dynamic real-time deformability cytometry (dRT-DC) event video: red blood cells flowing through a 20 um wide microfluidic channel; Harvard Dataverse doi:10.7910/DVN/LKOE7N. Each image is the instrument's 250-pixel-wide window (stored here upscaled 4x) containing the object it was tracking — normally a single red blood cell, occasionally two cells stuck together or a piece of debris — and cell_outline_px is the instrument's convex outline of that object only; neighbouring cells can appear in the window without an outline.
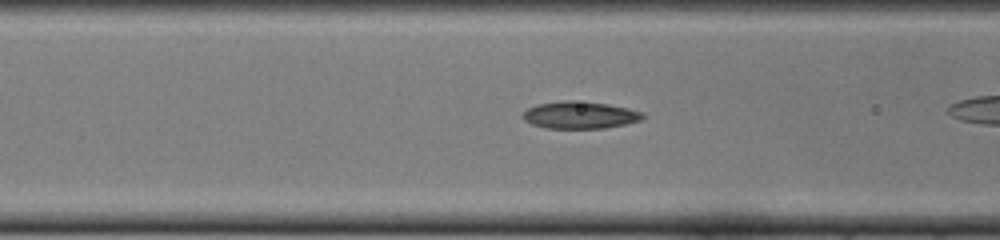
{"species": "common noctule bat (a hibernating species)", "species_latin": "Nyctalus noctula", "temperature_condition": "cold", "stored_images_in_passage": 36, "camera_frame_rate_fps": 3000, "um_per_image_px": 0.085, "animal": {"sex": "female", "body_mass_g": 22.0, "forearm_length_mm": 56.7}, "frame": {"image": 1, "passage_image": 16, "time_ms": 5.0, "image_size_px": [1000, 240], "cell_outline_px": [[644, 116], [640, 120], [624, 124], [604, 128], [544, 128], [532, 124], [524, 120], [520, 116], [528, 108], [536, 104], [564, 100], [572, 100], [608, 104], [628, 108], [640, 112]], "centroid_in_image_um": [49.22, 9.77], "position_along_channel_um": 117.4, "area_um2": 18.9}}
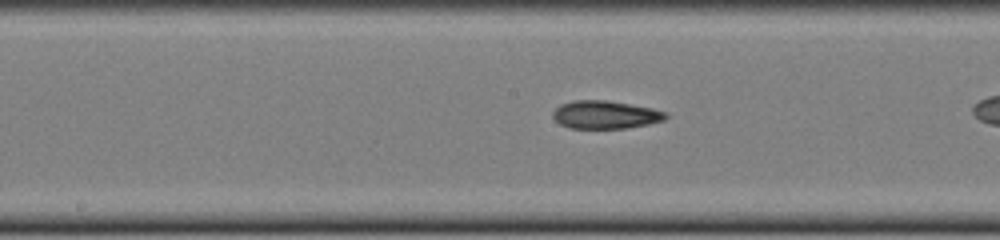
{"frame": {"image": 2, "passage_image": 22, "time_ms": 7.0, "image_size_px": [1000, 240], "cell_outline_px": [[668, 116], [664, 120], [648, 124], [624, 128], [568, 128], [560, 124], [552, 116], [552, 112], [560, 104], [572, 100], [604, 100], [652, 108], [664, 112]], "centroid_in_image_um": [51.4, 9.75], "position_along_channel_um": 196.8, "area_um2": 18.26}}
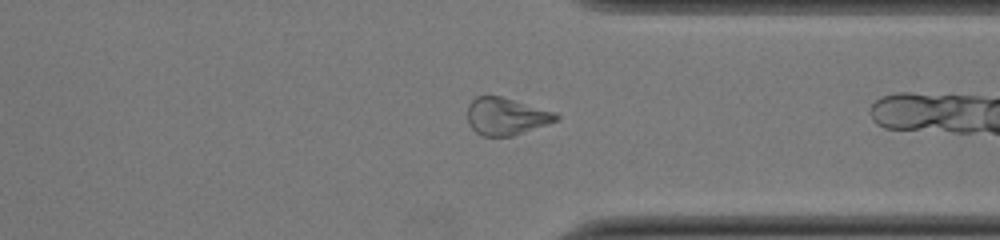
{"frame": {"image": 3, "passage_image": 35, "time_ms": 11.333, "image_size_px": [1000, 240], "cell_outline_px": [[560, 120], [512, 136], [480, 136], [468, 124], [468, 104], [476, 96], [500, 96], [556, 112], [560, 116]], "centroid_in_image_um": [43.03, 9.9], "position_along_channel_um": 368.4, "area_um2": 19.31}}